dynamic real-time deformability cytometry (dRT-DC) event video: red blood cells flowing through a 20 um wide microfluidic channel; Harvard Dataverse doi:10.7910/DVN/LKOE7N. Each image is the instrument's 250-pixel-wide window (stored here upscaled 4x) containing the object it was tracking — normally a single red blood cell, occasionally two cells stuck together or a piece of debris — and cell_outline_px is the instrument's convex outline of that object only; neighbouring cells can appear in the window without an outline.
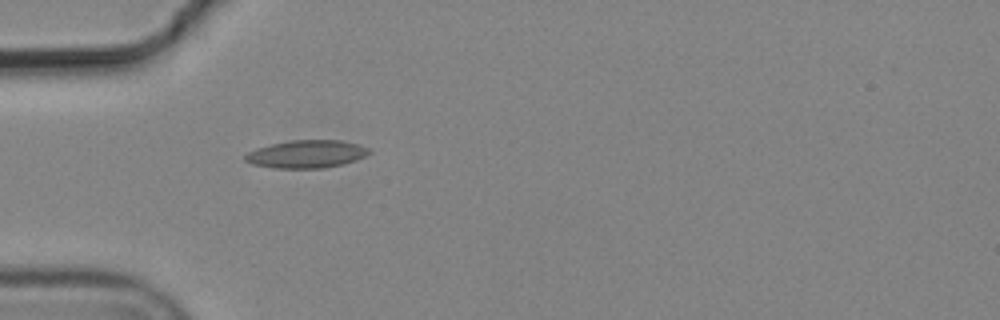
{"species": "common noctule bat (a hibernating species)", "species_latin": "Nyctalus noctula", "temperature_condition": "cold", "stored_images_in_passage": 1, "camera_frame_rate_fps": 3000, "um_per_image_px": 0.085, "animal": {"sex": "male", "body_mass_g": 19.2, "forearm_length_mm": 51.8}, "frame": {"image": 1, "passage_image": 1, "time_ms": 0.0, "image_size_px": [1000, 320], "cell_outline_px": [[372, 152], [356, 160], [344, 164], [324, 168], [272, 168], [252, 164], [244, 160], [244, 156], [248, 152], [256, 148], [272, 144], [292, 140], [340, 140], [356, 144], [368, 148]], "centroid_in_image_um": [26.04, 13.1], "position_along_channel_um": 59.0, "area_um2": 20.06}}